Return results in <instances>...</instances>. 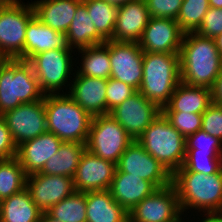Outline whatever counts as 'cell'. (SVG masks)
I'll list each match as a JSON object with an SVG mask.
<instances>
[{
	"label": "cell",
	"mask_w": 222,
	"mask_h": 222,
	"mask_svg": "<svg viewBox=\"0 0 222 222\" xmlns=\"http://www.w3.org/2000/svg\"><path fill=\"white\" fill-rule=\"evenodd\" d=\"M180 81L211 89L222 70V55L214 38L185 33L179 51Z\"/></svg>",
	"instance_id": "6da1fadb"
},
{
	"label": "cell",
	"mask_w": 222,
	"mask_h": 222,
	"mask_svg": "<svg viewBox=\"0 0 222 222\" xmlns=\"http://www.w3.org/2000/svg\"><path fill=\"white\" fill-rule=\"evenodd\" d=\"M182 214L194 209L205 214H222V168L214 174L175 171L172 174ZM187 210V211H186Z\"/></svg>",
	"instance_id": "7a4b0ae2"
},
{
	"label": "cell",
	"mask_w": 222,
	"mask_h": 222,
	"mask_svg": "<svg viewBox=\"0 0 222 222\" xmlns=\"http://www.w3.org/2000/svg\"><path fill=\"white\" fill-rule=\"evenodd\" d=\"M47 131L63 142L86 144L92 116L82 109L69 94L44 96Z\"/></svg>",
	"instance_id": "3957f363"
},
{
	"label": "cell",
	"mask_w": 222,
	"mask_h": 222,
	"mask_svg": "<svg viewBox=\"0 0 222 222\" xmlns=\"http://www.w3.org/2000/svg\"><path fill=\"white\" fill-rule=\"evenodd\" d=\"M179 54L144 52L139 92L161 110L180 83Z\"/></svg>",
	"instance_id": "277c9868"
},
{
	"label": "cell",
	"mask_w": 222,
	"mask_h": 222,
	"mask_svg": "<svg viewBox=\"0 0 222 222\" xmlns=\"http://www.w3.org/2000/svg\"><path fill=\"white\" fill-rule=\"evenodd\" d=\"M44 96L28 61L7 59L0 67V115Z\"/></svg>",
	"instance_id": "5b68a950"
},
{
	"label": "cell",
	"mask_w": 222,
	"mask_h": 222,
	"mask_svg": "<svg viewBox=\"0 0 222 222\" xmlns=\"http://www.w3.org/2000/svg\"><path fill=\"white\" fill-rule=\"evenodd\" d=\"M136 141L171 174L182 167L186 154V138L171 125L163 113Z\"/></svg>",
	"instance_id": "8992f818"
},
{
	"label": "cell",
	"mask_w": 222,
	"mask_h": 222,
	"mask_svg": "<svg viewBox=\"0 0 222 222\" xmlns=\"http://www.w3.org/2000/svg\"><path fill=\"white\" fill-rule=\"evenodd\" d=\"M73 49H53L34 55L28 62L32 65L34 74L42 92L47 94H67L71 86L70 75L73 73ZM72 55V56H71ZM73 60V61H72ZM72 72V73H71ZM70 80V81H68Z\"/></svg>",
	"instance_id": "52a82bcc"
},
{
	"label": "cell",
	"mask_w": 222,
	"mask_h": 222,
	"mask_svg": "<svg viewBox=\"0 0 222 222\" xmlns=\"http://www.w3.org/2000/svg\"><path fill=\"white\" fill-rule=\"evenodd\" d=\"M132 142L125 129L109 114L92 118L86 142L90 153L117 164Z\"/></svg>",
	"instance_id": "ba28073f"
},
{
	"label": "cell",
	"mask_w": 222,
	"mask_h": 222,
	"mask_svg": "<svg viewBox=\"0 0 222 222\" xmlns=\"http://www.w3.org/2000/svg\"><path fill=\"white\" fill-rule=\"evenodd\" d=\"M35 16L33 5L17 3L0 6V54L17 59L24 52L26 28Z\"/></svg>",
	"instance_id": "9c48e42d"
},
{
	"label": "cell",
	"mask_w": 222,
	"mask_h": 222,
	"mask_svg": "<svg viewBox=\"0 0 222 222\" xmlns=\"http://www.w3.org/2000/svg\"><path fill=\"white\" fill-rule=\"evenodd\" d=\"M182 215L174 185L156 189L128 212V222H173Z\"/></svg>",
	"instance_id": "30bf717a"
},
{
	"label": "cell",
	"mask_w": 222,
	"mask_h": 222,
	"mask_svg": "<svg viewBox=\"0 0 222 222\" xmlns=\"http://www.w3.org/2000/svg\"><path fill=\"white\" fill-rule=\"evenodd\" d=\"M162 113L153 102L147 100L139 91L117 105L109 113L133 139L137 140L152 122Z\"/></svg>",
	"instance_id": "8fae6325"
},
{
	"label": "cell",
	"mask_w": 222,
	"mask_h": 222,
	"mask_svg": "<svg viewBox=\"0 0 222 222\" xmlns=\"http://www.w3.org/2000/svg\"><path fill=\"white\" fill-rule=\"evenodd\" d=\"M2 116L16 146L47 131L44 98L23 103Z\"/></svg>",
	"instance_id": "7c38bea8"
},
{
	"label": "cell",
	"mask_w": 222,
	"mask_h": 222,
	"mask_svg": "<svg viewBox=\"0 0 222 222\" xmlns=\"http://www.w3.org/2000/svg\"><path fill=\"white\" fill-rule=\"evenodd\" d=\"M116 167V170L123 173L152 182L157 188H163L172 183V174L136 140L126 148Z\"/></svg>",
	"instance_id": "4fadbf2b"
},
{
	"label": "cell",
	"mask_w": 222,
	"mask_h": 222,
	"mask_svg": "<svg viewBox=\"0 0 222 222\" xmlns=\"http://www.w3.org/2000/svg\"><path fill=\"white\" fill-rule=\"evenodd\" d=\"M143 55L138 42L109 40L110 77L138 91L143 80Z\"/></svg>",
	"instance_id": "5bb4252c"
},
{
	"label": "cell",
	"mask_w": 222,
	"mask_h": 222,
	"mask_svg": "<svg viewBox=\"0 0 222 222\" xmlns=\"http://www.w3.org/2000/svg\"><path fill=\"white\" fill-rule=\"evenodd\" d=\"M26 188L32 201L42 212H47L52 206L76 191L73 178L40 172L27 175Z\"/></svg>",
	"instance_id": "9a60e30c"
},
{
	"label": "cell",
	"mask_w": 222,
	"mask_h": 222,
	"mask_svg": "<svg viewBox=\"0 0 222 222\" xmlns=\"http://www.w3.org/2000/svg\"><path fill=\"white\" fill-rule=\"evenodd\" d=\"M184 34L176 20L151 17L138 43L143 52L179 54Z\"/></svg>",
	"instance_id": "2e32d148"
},
{
	"label": "cell",
	"mask_w": 222,
	"mask_h": 222,
	"mask_svg": "<svg viewBox=\"0 0 222 222\" xmlns=\"http://www.w3.org/2000/svg\"><path fill=\"white\" fill-rule=\"evenodd\" d=\"M116 169L115 163L95 156L86 149L73 177L75 190L84 193L109 190Z\"/></svg>",
	"instance_id": "e0dca14e"
},
{
	"label": "cell",
	"mask_w": 222,
	"mask_h": 222,
	"mask_svg": "<svg viewBox=\"0 0 222 222\" xmlns=\"http://www.w3.org/2000/svg\"><path fill=\"white\" fill-rule=\"evenodd\" d=\"M74 71L69 96L92 117L106 115L108 80L80 75Z\"/></svg>",
	"instance_id": "ac0fdd59"
},
{
	"label": "cell",
	"mask_w": 222,
	"mask_h": 222,
	"mask_svg": "<svg viewBox=\"0 0 222 222\" xmlns=\"http://www.w3.org/2000/svg\"><path fill=\"white\" fill-rule=\"evenodd\" d=\"M145 0H134L118 7L113 41L139 42L150 19Z\"/></svg>",
	"instance_id": "d6986e66"
},
{
	"label": "cell",
	"mask_w": 222,
	"mask_h": 222,
	"mask_svg": "<svg viewBox=\"0 0 222 222\" xmlns=\"http://www.w3.org/2000/svg\"><path fill=\"white\" fill-rule=\"evenodd\" d=\"M62 143L55 134L46 131L17 146L16 158L27 175L40 172L45 163L58 152Z\"/></svg>",
	"instance_id": "ffe728a7"
},
{
	"label": "cell",
	"mask_w": 222,
	"mask_h": 222,
	"mask_svg": "<svg viewBox=\"0 0 222 222\" xmlns=\"http://www.w3.org/2000/svg\"><path fill=\"white\" fill-rule=\"evenodd\" d=\"M53 49H71L66 34L57 32L34 16L26 28L24 52L17 59L29 61L34 55Z\"/></svg>",
	"instance_id": "44dd1931"
},
{
	"label": "cell",
	"mask_w": 222,
	"mask_h": 222,
	"mask_svg": "<svg viewBox=\"0 0 222 222\" xmlns=\"http://www.w3.org/2000/svg\"><path fill=\"white\" fill-rule=\"evenodd\" d=\"M158 189L152 182L116 170L109 191L127 212Z\"/></svg>",
	"instance_id": "7402d4cb"
},
{
	"label": "cell",
	"mask_w": 222,
	"mask_h": 222,
	"mask_svg": "<svg viewBox=\"0 0 222 222\" xmlns=\"http://www.w3.org/2000/svg\"><path fill=\"white\" fill-rule=\"evenodd\" d=\"M81 2L82 0H36L29 3L43 24L66 34Z\"/></svg>",
	"instance_id": "603a6c76"
},
{
	"label": "cell",
	"mask_w": 222,
	"mask_h": 222,
	"mask_svg": "<svg viewBox=\"0 0 222 222\" xmlns=\"http://www.w3.org/2000/svg\"><path fill=\"white\" fill-rule=\"evenodd\" d=\"M212 103L211 89L190 86L180 82L170 97L169 103L162 109V112L202 114Z\"/></svg>",
	"instance_id": "cb8c5ba5"
},
{
	"label": "cell",
	"mask_w": 222,
	"mask_h": 222,
	"mask_svg": "<svg viewBox=\"0 0 222 222\" xmlns=\"http://www.w3.org/2000/svg\"><path fill=\"white\" fill-rule=\"evenodd\" d=\"M86 222H128V212L109 190L86 192Z\"/></svg>",
	"instance_id": "d4e9b609"
},
{
	"label": "cell",
	"mask_w": 222,
	"mask_h": 222,
	"mask_svg": "<svg viewBox=\"0 0 222 222\" xmlns=\"http://www.w3.org/2000/svg\"><path fill=\"white\" fill-rule=\"evenodd\" d=\"M42 213L27 188L0 201V222H37Z\"/></svg>",
	"instance_id": "484cf974"
},
{
	"label": "cell",
	"mask_w": 222,
	"mask_h": 222,
	"mask_svg": "<svg viewBox=\"0 0 222 222\" xmlns=\"http://www.w3.org/2000/svg\"><path fill=\"white\" fill-rule=\"evenodd\" d=\"M69 47L73 50L103 44L106 41L97 33L87 12L86 5L81 2L76 10L70 27L66 32Z\"/></svg>",
	"instance_id": "4316f807"
},
{
	"label": "cell",
	"mask_w": 222,
	"mask_h": 222,
	"mask_svg": "<svg viewBox=\"0 0 222 222\" xmlns=\"http://www.w3.org/2000/svg\"><path fill=\"white\" fill-rule=\"evenodd\" d=\"M85 150L86 144L63 142L58 152L45 163L40 173L73 178Z\"/></svg>",
	"instance_id": "83f0119b"
},
{
	"label": "cell",
	"mask_w": 222,
	"mask_h": 222,
	"mask_svg": "<svg viewBox=\"0 0 222 222\" xmlns=\"http://www.w3.org/2000/svg\"><path fill=\"white\" fill-rule=\"evenodd\" d=\"M81 54V65L77 66V72L94 78L109 79L111 64L109 59V40L103 44L90 46L77 50Z\"/></svg>",
	"instance_id": "f1b7e54d"
},
{
	"label": "cell",
	"mask_w": 222,
	"mask_h": 222,
	"mask_svg": "<svg viewBox=\"0 0 222 222\" xmlns=\"http://www.w3.org/2000/svg\"><path fill=\"white\" fill-rule=\"evenodd\" d=\"M97 33L105 40H113L118 7L105 0H82Z\"/></svg>",
	"instance_id": "f546056e"
},
{
	"label": "cell",
	"mask_w": 222,
	"mask_h": 222,
	"mask_svg": "<svg viewBox=\"0 0 222 222\" xmlns=\"http://www.w3.org/2000/svg\"><path fill=\"white\" fill-rule=\"evenodd\" d=\"M27 174L16 157L0 159V201L26 188Z\"/></svg>",
	"instance_id": "4dcf8cb0"
},
{
	"label": "cell",
	"mask_w": 222,
	"mask_h": 222,
	"mask_svg": "<svg viewBox=\"0 0 222 222\" xmlns=\"http://www.w3.org/2000/svg\"><path fill=\"white\" fill-rule=\"evenodd\" d=\"M47 212L61 222H86V192L75 191Z\"/></svg>",
	"instance_id": "1f68e13d"
},
{
	"label": "cell",
	"mask_w": 222,
	"mask_h": 222,
	"mask_svg": "<svg viewBox=\"0 0 222 222\" xmlns=\"http://www.w3.org/2000/svg\"><path fill=\"white\" fill-rule=\"evenodd\" d=\"M209 0H183L176 19L184 33L196 32L209 10Z\"/></svg>",
	"instance_id": "d6a6232c"
},
{
	"label": "cell",
	"mask_w": 222,
	"mask_h": 222,
	"mask_svg": "<svg viewBox=\"0 0 222 222\" xmlns=\"http://www.w3.org/2000/svg\"><path fill=\"white\" fill-rule=\"evenodd\" d=\"M222 168V155L186 153L183 165L176 171H191L206 175L217 173Z\"/></svg>",
	"instance_id": "836d02e7"
},
{
	"label": "cell",
	"mask_w": 222,
	"mask_h": 222,
	"mask_svg": "<svg viewBox=\"0 0 222 222\" xmlns=\"http://www.w3.org/2000/svg\"><path fill=\"white\" fill-rule=\"evenodd\" d=\"M186 153L222 155V141L200 129L186 138Z\"/></svg>",
	"instance_id": "e575fe53"
},
{
	"label": "cell",
	"mask_w": 222,
	"mask_h": 222,
	"mask_svg": "<svg viewBox=\"0 0 222 222\" xmlns=\"http://www.w3.org/2000/svg\"><path fill=\"white\" fill-rule=\"evenodd\" d=\"M171 125L185 138L202 128V114L187 112H162Z\"/></svg>",
	"instance_id": "d590c367"
},
{
	"label": "cell",
	"mask_w": 222,
	"mask_h": 222,
	"mask_svg": "<svg viewBox=\"0 0 222 222\" xmlns=\"http://www.w3.org/2000/svg\"><path fill=\"white\" fill-rule=\"evenodd\" d=\"M106 91V115L136 92L130 85L111 77L108 79Z\"/></svg>",
	"instance_id": "8d00e7d4"
},
{
	"label": "cell",
	"mask_w": 222,
	"mask_h": 222,
	"mask_svg": "<svg viewBox=\"0 0 222 222\" xmlns=\"http://www.w3.org/2000/svg\"><path fill=\"white\" fill-rule=\"evenodd\" d=\"M150 17L176 20L183 0H145Z\"/></svg>",
	"instance_id": "74e56055"
},
{
	"label": "cell",
	"mask_w": 222,
	"mask_h": 222,
	"mask_svg": "<svg viewBox=\"0 0 222 222\" xmlns=\"http://www.w3.org/2000/svg\"><path fill=\"white\" fill-rule=\"evenodd\" d=\"M201 129L222 141V105L212 103L202 113Z\"/></svg>",
	"instance_id": "f35d334b"
},
{
	"label": "cell",
	"mask_w": 222,
	"mask_h": 222,
	"mask_svg": "<svg viewBox=\"0 0 222 222\" xmlns=\"http://www.w3.org/2000/svg\"><path fill=\"white\" fill-rule=\"evenodd\" d=\"M221 32L222 8L210 7L196 33L203 37L215 38Z\"/></svg>",
	"instance_id": "ab89813d"
},
{
	"label": "cell",
	"mask_w": 222,
	"mask_h": 222,
	"mask_svg": "<svg viewBox=\"0 0 222 222\" xmlns=\"http://www.w3.org/2000/svg\"><path fill=\"white\" fill-rule=\"evenodd\" d=\"M17 146L15 145L6 122L0 115V159H10L16 157Z\"/></svg>",
	"instance_id": "60d3db41"
},
{
	"label": "cell",
	"mask_w": 222,
	"mask_h": 222,
	"mask_svg": "<svg viewBox=\"0 0 222 222\" xmlns=\"http://www.w3.org/2000/svg\"><path fill=\"white\" fill-rule=\"evenodd\" d=\"M211 91L213 103L222 105V70L217 76Z\"/></svg>",
	"instance_id": "b9f144b4"
},
{
	"label": "cell",
	"mask_w": 222,
	"mask_h": 222,
	"mask_svg": "<svg viewBox=\"0 0 222 222\" xmlns=\"http://www.w3.org/2000/svg\"><path fill=\"white\" fill-rule=\"evenodd\" d=\"M204 218L198 220V222H222V214H202ZM202 220V221H201Z\"/></svg>",
	"instance_id": "7bdbcfd3"
},
{
	"label": "cell",
	"mask_w": 222,
	"mask_h": 222,
	"mask_svg": "<svg viewBox=\"0 0 222 222\" xmlns=\"http://www.w3.org/2000/svg\"><path fill=\"white\" fill-rule=\"evenodd\" d=\"M41 222H61L59 219L52 217L48 212H43Z\"/></svg>",
	"instance_id": "ee69618b"
},
{
	"label": "cell",
	"mask_w": 222,
	"mask_h": 222,
	"mask_svg": "<svg viewBox=\"0 0 222 222\" xmlns=\"http://www.w3.org/2000/svg\"><path fill=\"white\" fill-rule=\"evenodd\" d=\"M109 4L115 5L117 7H120L123 4H126L127 2L134 1V0H105Z\"/></svg>",
	"instance_id": "f6af8a7d"
},
{
	"label": "cell",
	"mask_w": 222,
	"mask_h": 222,
	"mask_svg": "<svg viewBox=\"0 0 222 222\" xmlns=\"http://www.w3.org/2000/svg\"><path fill=\"white\" fill-rule=\"evenodd\" d=\"M214 40H215L218 50L220 51V54L222 55V32L219 35H217L214 38Z\"/></svg>",
	"instance_id": "bcb514c9"
},
{
	"label": "cell",
	"mask_w": 222,
	"mask_h": 222,
	"mask_svg": "<svg viewBox=\"0 0 222 222\" xmlns=\"http://www.w3.org/2000/svg\"><path fill=\"white\" fill-rule=\"evenodd\" d=\"M209 6L213 8H222V0H209Z\"/></svg>",
	"instance_id": "7dc6e473"
},
{
	"label": "cell",
	"mask_w": 222,
	"mask_h": 222,
	"mask_svg": "<svg viewBox=\"0 0 222 222\" xmlns=\"http://www.w3.org/2000/svg\"><path fill=\"white\" fill-rule=\"evenodd\" d=\"M22 2L21 0H0V6L13 5Z\"/></svg>",
	"instance_id": "c3c4849f"
},
{
	"label": "cell",
	"mask_w": 222,
	"mask_h": 222,
	"mask_svg": "<svg viewBox=\"0 0 222 222\" xmlns=\"http://www.w3.org/2000/svg\"><path fill=\"white\" fill-rule=\"evenodd\" d=\"M182 216H183V214L177 220H175L173 222H186L184 217H182ZM182 218L184 219V221L182 220Z\"/></svg>",
	"instance_id": "681fc988"
},
{
	"label": "cell",
	"mask_w": 222,
	"mask_h": 222,
	"mask_svg": "<svg viewBox=\"0 0 222 222\" xmlns=\"http://www.w3.org/2000/svg\"><path fill=\"white\" fill-rule=\"evenodd\" d=\"M0 60H7V58L0 54Z\"/></svg>",
	"instance_id": "f907efd6"
},
{
	"label": "cell",
	"mask_w": 222,
	"mask_h": 222,
	"mask_svg": "<svg viewBox=\"0 0 222 222\" xmlns=\"http://www.w3.org/2000/svg\"><path fill=\"white\" fill-rule=\"evenodd\" d=\"M6 60H0V67L3 65V63L5 62Z\"/></svg>",
	"instance_id": "816d5d0a"
}]
</instances>
